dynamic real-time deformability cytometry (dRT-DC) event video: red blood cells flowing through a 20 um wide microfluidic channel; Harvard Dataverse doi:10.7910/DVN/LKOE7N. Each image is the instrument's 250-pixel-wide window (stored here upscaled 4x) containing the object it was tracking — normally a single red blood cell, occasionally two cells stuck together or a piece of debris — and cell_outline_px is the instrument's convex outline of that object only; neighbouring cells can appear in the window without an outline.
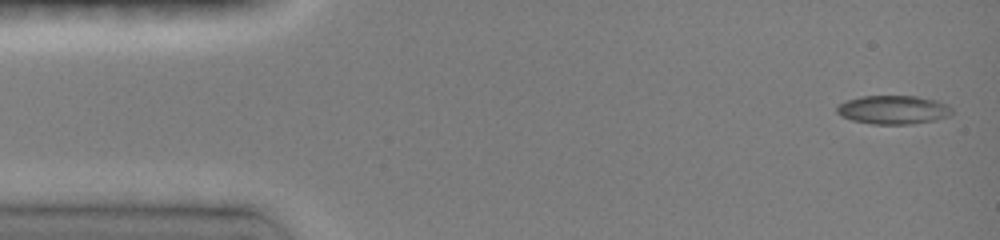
{"species": "common noctule bat (a hibernating species)", "species_latin": "Nyctalus noctula", "temperature_condition": "room temperature", "stored_images_in_passage": 30, "camera_frame_rate_fps": 3000, "um_per_image_px": 0.085, "animal": {"sex": "female", "body_mass_g": 19.0, "forearm_length_mm": 51.5}, "frame": {"image": 1, "passage_image": 1, "time_ms": 0.0, "image_size_px": [1000, 240], "cell_outline_px": [[952, 112], [948, 116], [936, 120], [908, 124], [872, 124], [852, 120], [836, 112], [836, 108], [840, 104], [848, 100], [860, 96], [916, 96], [936, 100], [948, 104], [952, 108]], "centroid_in_image_um": [75.96, 9.33], "position_along_channel_um": 9.0, "area_um2": 19.13}}
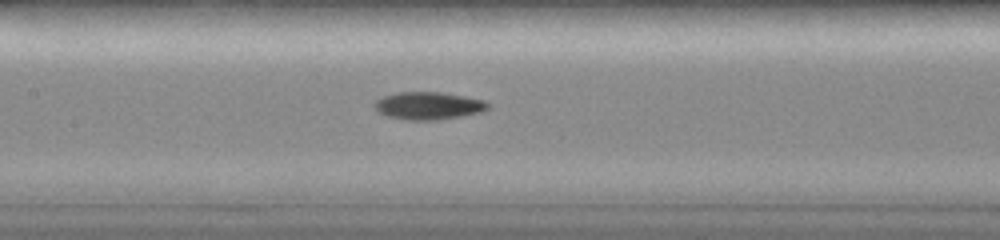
{"frame": {"image": 2, "passage_image": 12, "time_ms": 6.667, "image_size_px": [1000, 240], "cell_outline_px": [[488, 108], [480, 112], [440, 120], [404, 120], [388, 116], [376, 112], [372, 104], [380, 96], [396, 92], [440, 92], [464, 96], [484, 100], [488, 104]], "centroid_in_image_um": [36.32, 8.98], "position_along_channel_um": 171.1, "area_um2": 18.44}}
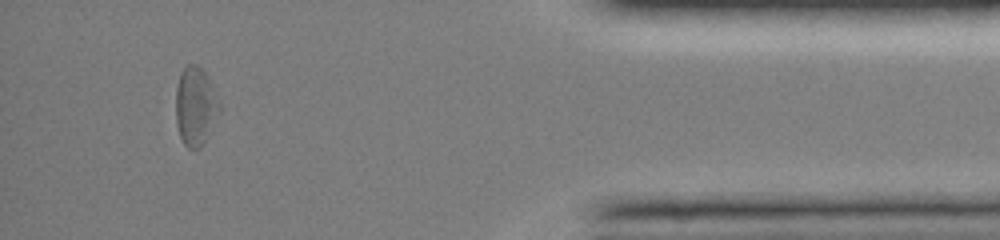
{"frame": {"image": 3, "passage_image": 27, "time_ms": 13.667, "image_size_px": [1000, 240], "cell_outline_px": [[220, 112], [204, 144], [200, 148], [188, 148], [184, 144], [180, 136], [176, 124], [176, 88], [180, 72], [188, 64], [196, 64], [204, 72], [216, 92], [220, 104]], "centroid_in_image_um": [16.62, 9.05], "position_along_channel_um": 418.6, "area_um2": 20.06}, "authors_computed_cell_mechanics": {"area_um2": 17.8602, "velocity_mm_per_s": 4.0991, "shape_relaxation_time_tau1_ms": 5.9327, "shape_relaxation_time_tau2_ms": null, "deformation_change_tau1": 0.149, "deformation_change_tau2": null}}